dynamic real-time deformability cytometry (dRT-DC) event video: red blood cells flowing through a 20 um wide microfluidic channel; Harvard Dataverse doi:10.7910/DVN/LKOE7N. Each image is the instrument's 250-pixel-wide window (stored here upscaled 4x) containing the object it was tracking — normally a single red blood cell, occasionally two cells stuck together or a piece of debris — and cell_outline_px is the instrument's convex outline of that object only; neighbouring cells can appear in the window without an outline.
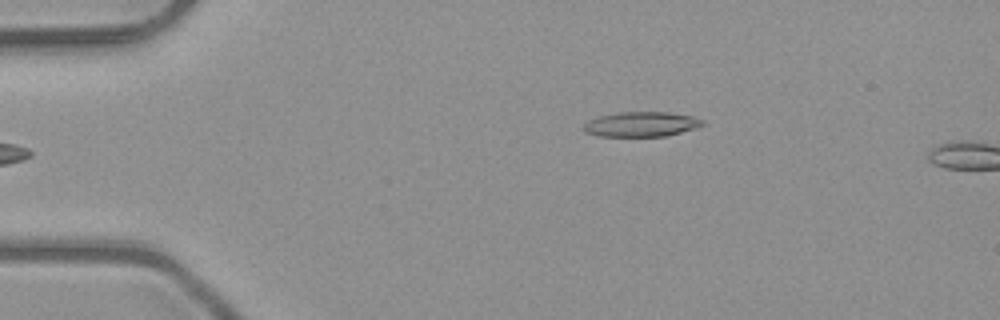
{"species": "common noctule bat (a hibernating species)", "species_latin": "Nyctalus noctula", "temperature_condition": "room temperature", "stored_images_in_passage": 3, "camera_frame_rate_fps": 3000, "um_per_image_px": 0.085, "animal": {"sex": "male", "body_mass_g": 23.1, "forearm_length_mm": 52.7}, "frame": {"image": 1, "passage_image": 3, "time_ms": 0.667, "image_size_px": [1000, 320], "cell_outline_px": [[704, 124], [696, 128], [664, 136], [596, 136], [584, 132], [584, 124], [588, 120], [600, 116], [620, 112], [668, 112], [692, 116], [704, 120]], "centroid_in_image_um": [54.5, 10.56], "position_along_channel_um": 30.5, "area_um2": 17.17}}